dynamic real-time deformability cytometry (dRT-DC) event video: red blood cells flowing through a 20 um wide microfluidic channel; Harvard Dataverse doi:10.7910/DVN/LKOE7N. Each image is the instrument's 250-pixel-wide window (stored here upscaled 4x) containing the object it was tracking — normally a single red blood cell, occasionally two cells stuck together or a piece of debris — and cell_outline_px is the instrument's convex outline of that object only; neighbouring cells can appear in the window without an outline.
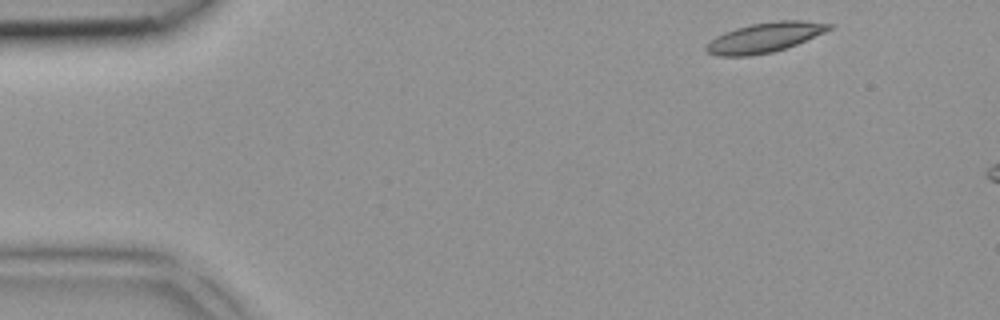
{"species": "common noctule bat (a hibernating species)", "species_latin": "Nyctalus noctula", "temperature_condition": "room temperature", "stored_images_in_passage": 3, "camera_frame_rate_fps": 3000, "um_per_image_px": 0.085, "animal": {"sex": "female", "body_mass_g": 18.4}, "frame": {"image": 1, "passage_image": 1, "time_ms": 0.0, "image_size_px": [1000, 320], "cell_outline_px": [[836, 24], [832, 28], [824, 32], [796, 44], [772, 52], [752, 56], [720, 56], [708, 52], [704, 48], [716, 36], [724, 32], [736, 28], [752, 24], [776, 20], [800, 20]], "centroid_in_image_um": [65.01, 3.18], "position_along_channel_um": 20.0, "area_um2": 21.15}}